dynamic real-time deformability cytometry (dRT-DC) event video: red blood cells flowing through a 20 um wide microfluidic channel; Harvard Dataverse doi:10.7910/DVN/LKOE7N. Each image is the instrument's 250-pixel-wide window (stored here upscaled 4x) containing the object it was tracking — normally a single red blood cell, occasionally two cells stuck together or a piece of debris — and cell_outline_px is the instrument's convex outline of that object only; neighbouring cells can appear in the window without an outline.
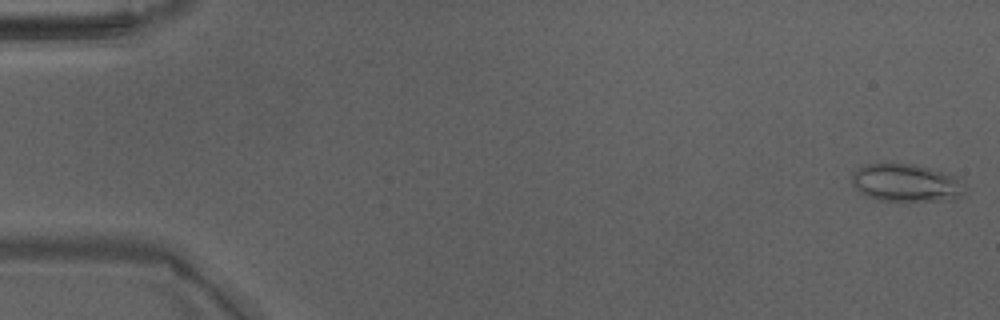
{"species": "Egyptian fruit bat (a non-hibernating species)", "species_latin": "Rousettus aegyptiacus", "temperature_condition": "warm", "stored_images_in_passage": 40, "camera_frame_rate_fps": 3000, "um_per_image_px": 0.085, "animal": {"sex": "male"}, "frame": {"image": 1, "passage_image": 1, "time_ms": 0.0, "image_size_px": [1000, 320], "cell_outline_px": [[964, 196], [952, 200], [880, 200], [868, 196], [860, 192], [852, 184], [852, 176], [860, 168], [868, 164], [912, 164], [928, 168], [956, 176], [964, 192]], "centroid_in_image_um": [77.02, 15.55], "position_along_channel_um": 8.0, "area_um2": 24.16}}
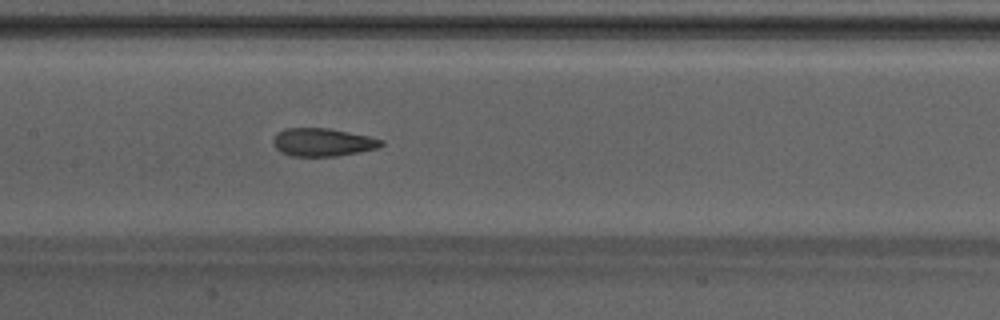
{"frame": {"image": 2, "passage_image": 24, "time_ms": 7.667, "image_size_px": [1000, 320], "cell_outline_px": [[384, 144], [380, 148], [360, 152], [336, 156], [292, 156], [280, 152], [272, 144], [272, 140], [276, 132], [284, 128], [328, 128], [368, 136], [384, 140]], "centroid_in_image_um": [27.41, 12.09], "position_along_channel_um": 180.0, "area_um2": 17.86}}
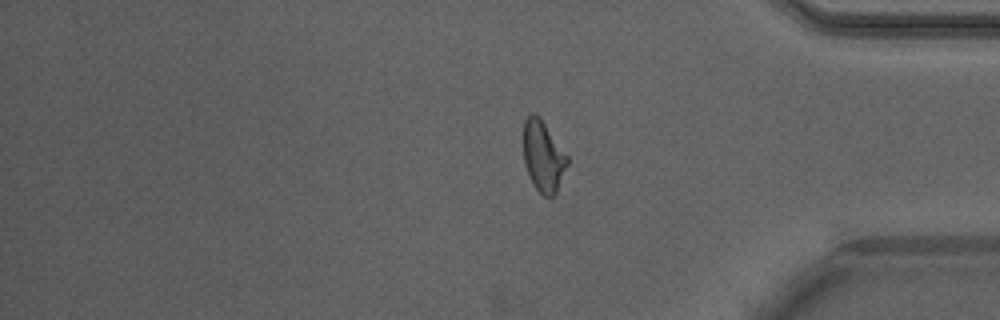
{"frame": {"image": 3, "passage_image": 40, "time_ms": 13.0, "image_size_px": [1000, 320], "cell_outline_px": [[568, 164], [556, 192], [552, 196], [544, 196], [532, 184], [524, 164], [524, 120], [532, 112], [540, 116], [568, 156]], "centroid_in_image_um": [46.17, 13.26], "position_along_channel_um": 389.0, "area_um2": 18.09}, "authors_computed_cell_mechanics": {"area_um2": 18.0625, "velocity_mm_per_s": 4.2641, "shape_relaxation_time_tau1_ms": 7.1505, "shape_relaxation_time_tau2_ms": 1.4705, "deformation_change_tau1": 0.2036, "deformation_change_tau2": 0.0925}}